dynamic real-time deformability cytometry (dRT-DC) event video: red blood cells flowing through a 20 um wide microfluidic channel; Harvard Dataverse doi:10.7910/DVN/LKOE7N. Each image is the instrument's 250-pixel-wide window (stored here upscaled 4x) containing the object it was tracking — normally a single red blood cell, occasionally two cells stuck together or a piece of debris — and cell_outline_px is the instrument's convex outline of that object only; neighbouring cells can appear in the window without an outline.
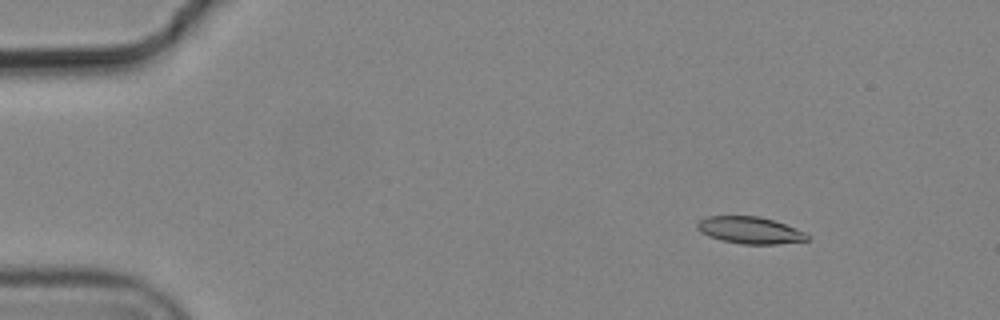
{"species": "common noctule bat (a hibernating species)", "species_latin": "Nyctalus noctula", "temperature_condition": "cold", "stored_images_in_passage": 6, "camera_frame_rate_fps": 3000, "um_per_image_px": 0.085, "animal": {"sex": "male", "body_mass_g": 19.2, "forearm_length_mm": 51.8}, "frame": {"image": 1, "passage_image": 3, "time_ms": 0.667, "image_size_px": [1000, 320], "cell_outline_px": [[808, 240], [776, 244], [740, 244], [720, 240], [708, 236], [700, 232], [696, 228], [696, 224], [700, 220], [708, 216], [760, 216], [796, 228], [804, 232], [808, 236]], "centroid_in_image_um": [63.69, 19.57], "position_along_channel_um": 21.3, "area_um2": 17.22}}
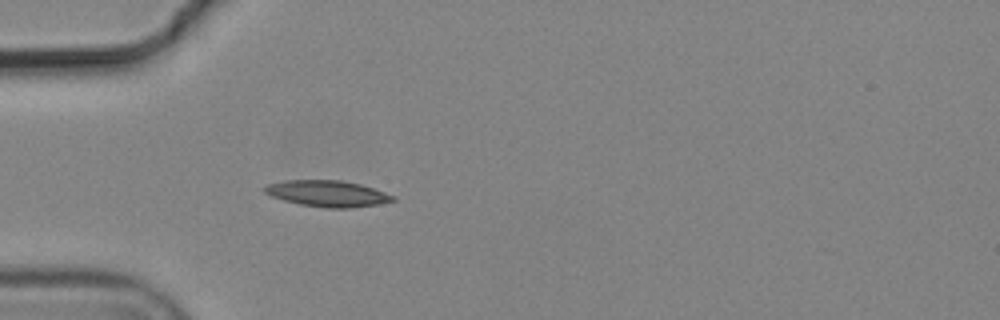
{"frame": {"image": 2, "passage_image": 6, "time_ms": 1.667, "image_size_px": [1000, 320], "cell_outline_px": [[396, 200], [380, 204], [352, 208], [328, 208], [300, 204], [284, 200], [272, 196], [264, 192], [260, 188], [264, 184], [284, 180], [340, 180], [360, 184], [396, 196]], "centroid_in_image_um": [27.8, 16.45], "position_along_channel_um": 57.2, "area_um2": 19.77}}